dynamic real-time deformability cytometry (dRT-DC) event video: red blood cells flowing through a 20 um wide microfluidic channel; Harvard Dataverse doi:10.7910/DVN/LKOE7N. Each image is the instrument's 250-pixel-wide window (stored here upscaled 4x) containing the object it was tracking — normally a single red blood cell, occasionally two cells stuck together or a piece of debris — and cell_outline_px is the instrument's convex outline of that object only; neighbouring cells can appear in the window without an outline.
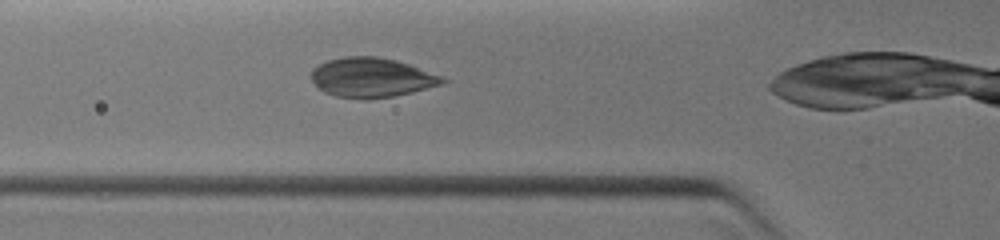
{"species": "common noctule bat (a hibernating species)", "species_latin": "Nyctalus noctula", "temperature_condition": "warm", "stored_images_in_passage": 6, "camera_frame_rate_fps": 3000, "um_per_image_px": 0.085, "animal": {"sex": "female", "body_mass_g": 19.0, "forearm_length_mm": 51.5}, "frame": {"image": 1, "passage_image": 2, "time_ms": 0.667, "image_size_px": [1000, 240], "cell_outline_px": [[448, 80], [444, 84], [412, 92], [392, 96], [364, 100], [336, 96], [324, 92], [316, 88], [308, 76], [312, 68], [328, 60], [344, 56], [376, 56], [396, 60], [444, 76]], "centroid_in_image_um": [31.55, 6.59], "position_along_channel_um": 94.2, "area_um2": 30.69}}
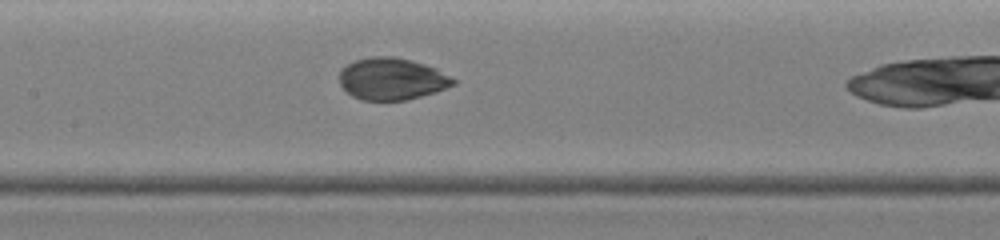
{"frame": {"image": 2, "passage_image": 5, "time_ms": 2.333, "image_size_px": [1000, 240], "cell_outline_px": [[460, 80], [456, 84], [436, 92], [408, 100], [360, 100], [352, 96], [340, 84], [340, 72], [348, 64], [356, 60], [372, 56], [396, 56], [412, 60], [436, 68]], "centroid_in_image_um": [33.37, 6.7], "position_along_channel_um": 174.0, "area_um2": 28.09}}